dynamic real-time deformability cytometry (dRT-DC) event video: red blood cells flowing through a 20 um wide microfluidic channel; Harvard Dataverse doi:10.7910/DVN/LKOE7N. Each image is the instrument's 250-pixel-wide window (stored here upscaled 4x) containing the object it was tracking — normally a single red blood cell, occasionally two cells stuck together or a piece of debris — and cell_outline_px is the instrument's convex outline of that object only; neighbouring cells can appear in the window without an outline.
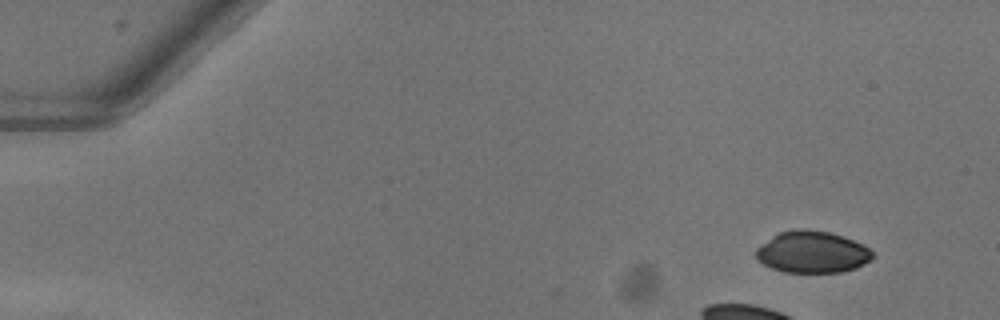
{"species": "common noctule bat (a hibernating species)", "species_latin": "Nyctalus noctula", "temperature_condition": "warm", "stored_images_in_passage": 48, "camera_frame_rate_fps": 3000, "um_per_image_px": 0.085, "animal": {"sex": "female"}, "frame": {"image": 1, "passage_image": 1, "time_ms": 0.0, "image_size_px": [1000, 320], "cell_outline_px": [[876, 256], [872, 260], [856, 268], [840, 272], [784, 272], [772, 268], [764, 264], [756, 256], [756, 248], [772, 236], [780, 232], [796, 228], [804, 228], [828, 232], [864, 244]], "centroid_in_image_um": [69.06, 21.42], "position_along_channel_um": 15.9, "area_um2": 28.32}}
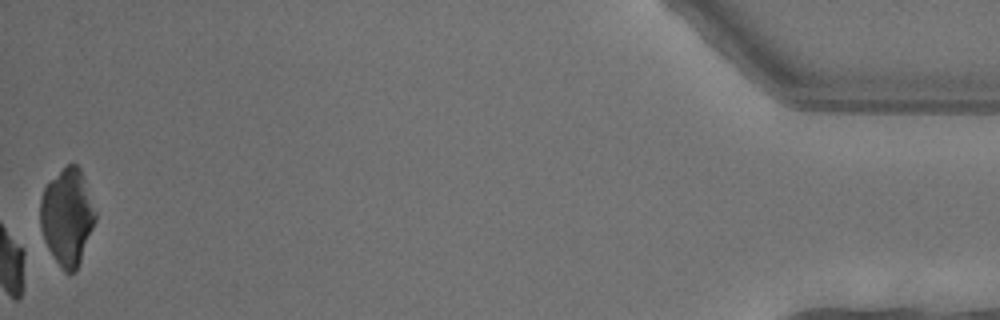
{"frame": {"image": 2, "passage_image": 48, "time_ms": 15.667, "image_size_px": [1000, 320], "cell_outline_px": [[96, 220], [76, 272], [64, 272], [60, 268], [52, 256], [44, 240], [40, 228], [40, 196], [44, 188], [68, 164], [76, 164], [80, 168], [84, 176], [96, 212]], "centroid_in_image_um": [5.71, 18.46], "position_along_channel_um": 429.5, "area_um2": 31.04}, "authors_computed_cell_mechanics": {"area_um2": 24.4783, "velocity_mm_per_s": 4.024, "shape_relaxation_time_tau1_ms": 3.4961, "shape_relaxation_time_tau2_ms": null, "deformation_change_tau1": 0.1383, "deformation_change_tau2": null}}